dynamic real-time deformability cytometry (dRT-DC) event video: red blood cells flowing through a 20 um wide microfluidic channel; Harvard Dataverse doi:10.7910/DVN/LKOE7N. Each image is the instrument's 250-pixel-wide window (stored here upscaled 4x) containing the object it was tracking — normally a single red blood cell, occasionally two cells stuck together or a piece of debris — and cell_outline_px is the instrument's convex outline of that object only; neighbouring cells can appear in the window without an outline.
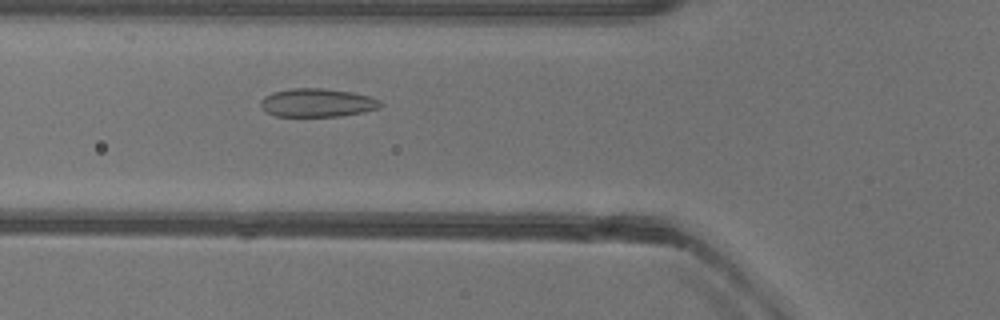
{"species": "common noctule bat (a hibernating species)", "species_latin": "Nyctalus noctula", "temperature_condition": "warm", "stored_images_in_passage": 50, "camera_frame_rate_fps": 3000, "um_per_image_px": 0.085, "animal": {"sex": "female"}, "frame": {"image": 1, "passage_image": 17, "time_ms": 5.333, "image_size_px": [1000, 320], "cell_outline_px": [[384, 104], [380, 108], [364, 112], [340, 116], [276, 116], [264, 112], [260, 108], [260, 100], [264, 96], [272, 92], [292, 88], [324, 88], [352, 92], [368, 96], [380, 100]], "centroid_in_image_um": [26.94, 8.73], "position_along_channel_um": 98.9, "area_um2": 20.11}}
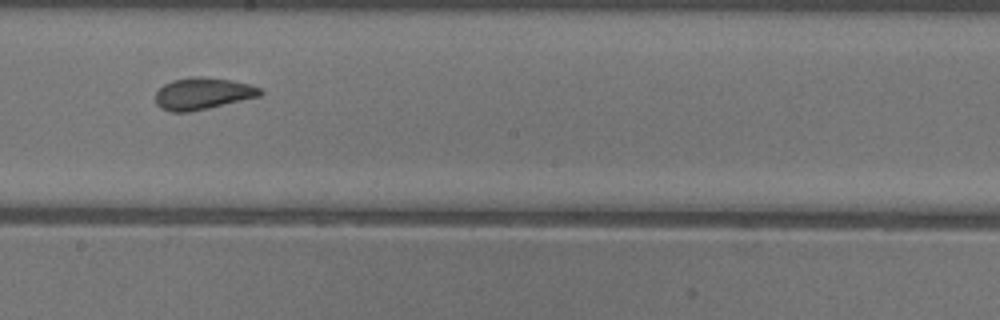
{"frame": {"image": 2, "passage_image": 27, "time_ms": 8.667, "image_size_px": [1000, 320], "cell_outline_px": [[264, 92], [260, 96], [208, 108], [188, 112], [168, 112], [160, 108], [156, 104], [156, 92], [164, 84], [172, 80], [192, 76], [204, 76], [228, 80], [248, 84], [260, 88]], "centroid_in_image_um": [17.2, 7.95], "position_along_channel_um": 231.0, "area_um2": 19.42}}
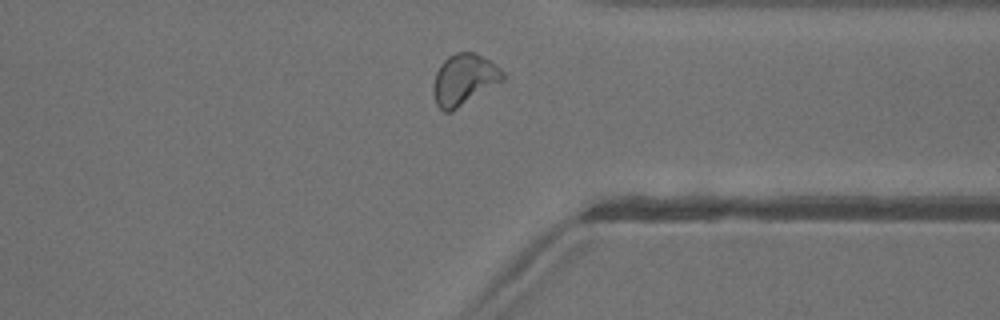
{"frame": {"image": 3, "passage_image": 38, "time_ms": 12.333, "image_size_px": [1000, 320], "cell_outline_px": [[504, 80], [452, 112], [444, 112], [436, 104], [432, 92], [432, 84], [436, 72], [440, 64], [448, 56], [456, 52], [476, 52], [500, 68], [504, 72]], "centroid_in_image_um": [39.42, 6.77], "position_along_channel_um": 372.0, "area_um2": 20.87}, "authors_computed_cell_mechanics": {"area_um2": 20.0855, "velocity_mm_per_s": 3.9502, "shape_relaxation_time_tau1_ms": 7.1614, "shape_relaxation_time_tau2_ms": 0.9043, "deformation_change_tau1": 0.1528, "deformation_change_tau2": 0.0503}}